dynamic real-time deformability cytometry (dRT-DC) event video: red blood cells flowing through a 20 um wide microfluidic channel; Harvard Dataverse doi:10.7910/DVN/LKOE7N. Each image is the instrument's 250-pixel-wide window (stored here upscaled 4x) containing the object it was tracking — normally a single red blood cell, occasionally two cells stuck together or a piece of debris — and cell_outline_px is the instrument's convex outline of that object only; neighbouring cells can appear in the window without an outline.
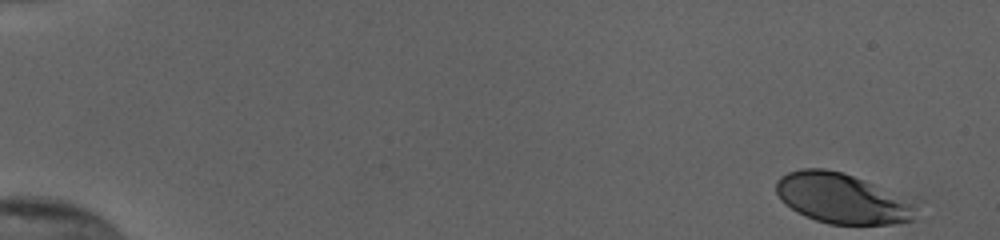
{"species": "human", "species_latin": "Homo sapiens", "temperature_condition": "cold", "stored_images_in_passage": 53, "camera_frame_rate_fps": 3000, "um_per_image_px": 0.085, "donor": {"sex": "female"}, "frame": {"image": 1, "passage_image": 1, "time_ms": 0.0, "image_size_px": [1000, 240], "cell_outline_px": [[916, 220], [892, 224], [828, 224], [804, 216], [796, 212], [784, 204], [780, 200], [776, 192], [776, 180], [780, 176], [788, 172], [800, 168], [824, 168], [840, 172], [864, 180], [912, 204], [916, 208]], "centroid_in_image_um": [71.46, 16.88], "position_along_channel_um": 13.5, "area_um2": 40.34}}
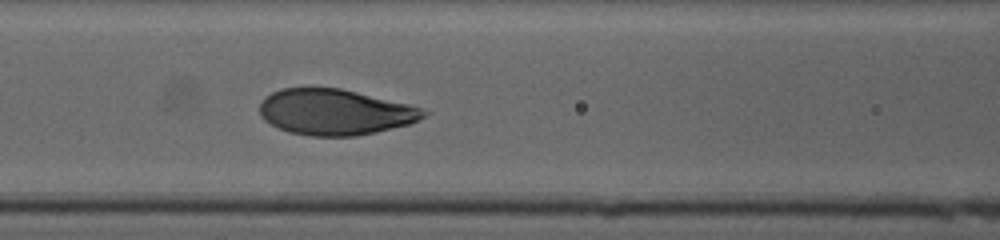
{"frame": {"image": 2, "passage_image": 24, "time_ms": 7.667, "image_size_px": [1000, 240], "cell_outline_px": [[428, 112], [424, 116], [408, 124], [376, 132], [356, 136], [312, 136], [288, 132], [264, 120], [260, 116], [260, 104], [264, 96], [280, 88], [340, 88], [408, 104], [420, 108]], "centroid_in_image_um": [28.42, 9.52], "position_along_channel_um": 138.2, "area_um2": 43.47}}
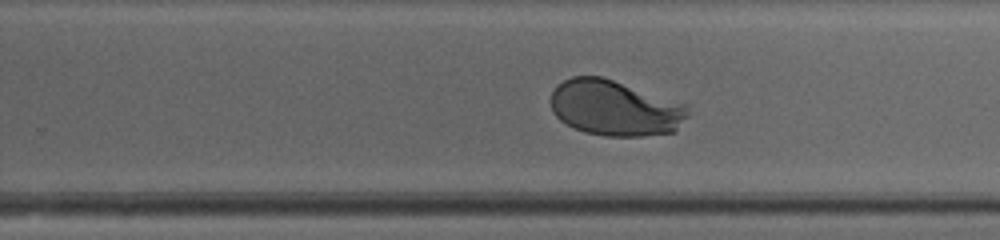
{"frame": {"image": 3, "passage_image": 35, "time_ms": 11.333, "image_size_px": [1000, 240], "cell_outline_px": [[688, 116], [676, 132], [644, 136], [604, 136], [584, 132], [560, 120], [552, 112], [552, 92], [556, 84], [572, 76], [600, 76], [688, 104]], "centroid_in_image_um": [52.3, 9.19], "position_along_channel_um": 277.5, "area_um2": 44.56}, "authors_computed_cell_mechanics": {"area_um2": 44.6216, "velocity_mm_per_s": 3.8111, "shape_relaxation_time_tau1_ms": 2.6752, "shape_relaxation_time_tau2_ms": null, "deformation_change_tau1": 0.1695, "deformation_change_tau2": null}}